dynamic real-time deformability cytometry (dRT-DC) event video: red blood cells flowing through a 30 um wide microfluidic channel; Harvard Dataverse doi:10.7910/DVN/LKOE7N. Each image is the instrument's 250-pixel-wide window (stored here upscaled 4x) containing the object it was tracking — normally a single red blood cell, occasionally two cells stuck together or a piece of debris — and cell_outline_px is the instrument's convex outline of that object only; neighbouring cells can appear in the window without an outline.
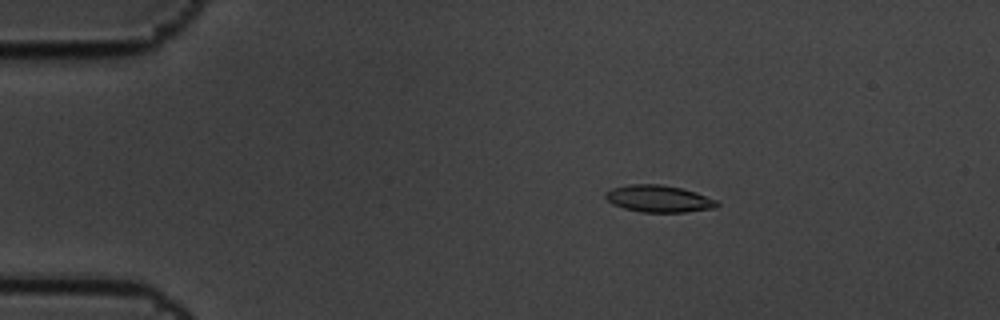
{"species": "common noctule bat (a hibernating species)", "species_latin": "Nyctalus noctula", "temperature_condition": "cold", "stored_images_in_passage": 5, "camera_frame_rate_fps": 3000, "um_per_image_px": 0.085, "animal": {"sex": "male", "body_mass_g": 19.5, "forearm_length_mm": 54.6}, "frame": {"image": 1, "passage_image": 3, "time_ms": 0.667, "image_size_px": [1000, 320], "cell_outline_px": [[720, 204], [716, 208], [684, 212], [640, 212], [624, 208], [612, 204], [604, 196], [604, 192], [612, 188], [628, 184], [660, 184], [680, 188], [696, 192], [716, 200]], "centroid_in_image_um": [55.97, 16.89], "position_along_channel_um": 29.0, "area_um2": 17.57}}